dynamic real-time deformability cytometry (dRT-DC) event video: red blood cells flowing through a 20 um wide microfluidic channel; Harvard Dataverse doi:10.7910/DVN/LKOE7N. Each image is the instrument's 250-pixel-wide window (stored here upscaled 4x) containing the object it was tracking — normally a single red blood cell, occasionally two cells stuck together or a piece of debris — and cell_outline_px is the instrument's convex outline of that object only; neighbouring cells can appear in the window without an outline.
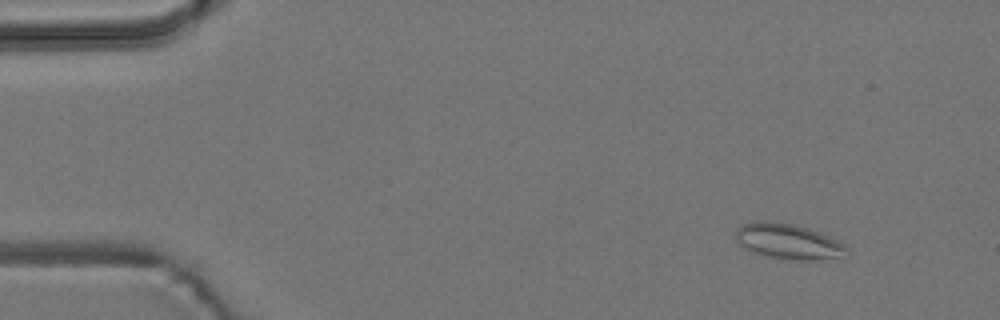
{"species": "common noctule bat (a hibernating species)", "species_latin": "Nyctalus noctula", "temperature_condition": "room temperature", "stored_images_in_passage": 4, "camera_frame_rate_fps": 3000, "um_per_image_px": 0.085, "animal": {"sex": "male", "body_mass_g": 19.2, "forearm_length_mm": 51.8}, "frame": {"image": 1, "passage_image": 1, "time_ms": 0.0, "image_size_px": [1000, 320], "cell_outline_px": [[848, 256], [812, 260], [800, 260], [772, 256], [752, 252], [744, 248], [736, 240], [736, 228], [740, 224], [752, 220], [772, 220], [792, 224], [808, 228], [828, 236], [844, 244], [848, 248]], "centroid_in_image_um": [66.97, 20.49], "position_along_channel_um": 18.0, "area_um2": 22.95}}